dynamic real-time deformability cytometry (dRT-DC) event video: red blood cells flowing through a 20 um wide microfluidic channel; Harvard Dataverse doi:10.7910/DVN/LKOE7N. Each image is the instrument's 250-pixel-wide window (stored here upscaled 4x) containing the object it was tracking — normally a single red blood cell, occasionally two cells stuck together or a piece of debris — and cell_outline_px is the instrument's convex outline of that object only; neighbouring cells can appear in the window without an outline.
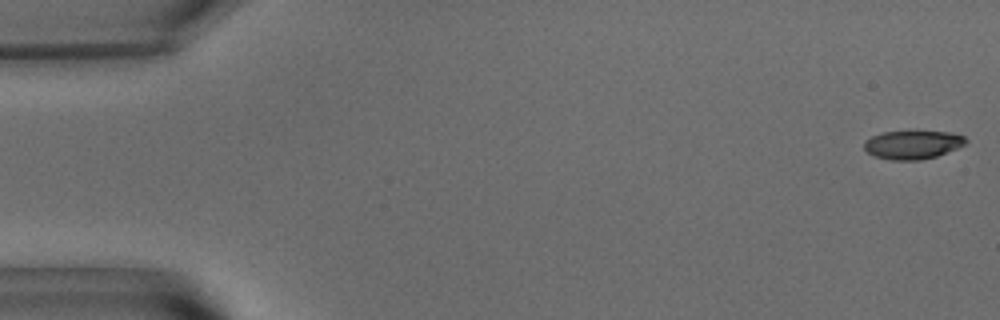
{"species": "common noctule bat (a hibernating species)", "species_latin": "Nyctalus noctula", "temperature_condition": "warm", "stored_images_in_passage": 10, "camera_frame_rate_fps": 3000, "um_per_image_px": 0.085, "animal": {"sex": "male", "body_mass_g": 15.6}, "frame": {"image": 1, "passage_image": 1, "time_ms": 0.0, "image_size_px": [1000, 320], "cell_outline_px": [[968, 140], [964, 144], [956, 148], [936, 156], [920, 160], [892, 160], [876, 156], [868, 152], [864, 148], [864, 140], [872, 136], [884, 132], [912, 128], [952, 132], [964, 136]], "centroid_in_image_um": [77.59, 12.23], "position_along_channel_um": 7.4, "area_um2": 17.57}}